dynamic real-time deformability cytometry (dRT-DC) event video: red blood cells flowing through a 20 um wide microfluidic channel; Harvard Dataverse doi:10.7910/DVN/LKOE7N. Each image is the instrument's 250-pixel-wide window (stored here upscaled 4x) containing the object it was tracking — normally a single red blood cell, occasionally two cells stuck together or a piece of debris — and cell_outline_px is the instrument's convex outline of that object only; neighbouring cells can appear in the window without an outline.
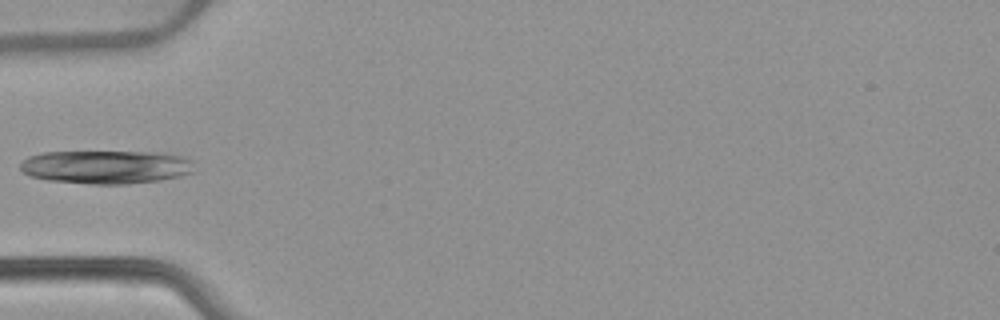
{"species": "common noctule bat (a hibernating species)", "species_latin": "Nyctalus noctula", "temperature_condition": "warm", "stored_images_in_passage": 5, "camera_frame_rate_fps": 3000, "um_per_image_px": 0.085, "animal": {"sex": "female", "body_mass_g": 22.7, "forearm_length_mm": 54.2}, "frame": {"image": 1, "passage_image": 5, "time_ms": 4.667, "image_size_px": [1000, 320], "cell_outline_px": [[196, 172], [180, 176], [160, 180], [128, 184], [92, 184], [48, 180], [28, 176], [20, 168], [20, 160], [28, 156], [44, 152], [168, 152], [184, 156], [192, 160]], "centroid_in_image_um": [9.06, 14.18], "position_along_channel_um": 75.9, "area_um2": 34.45}}